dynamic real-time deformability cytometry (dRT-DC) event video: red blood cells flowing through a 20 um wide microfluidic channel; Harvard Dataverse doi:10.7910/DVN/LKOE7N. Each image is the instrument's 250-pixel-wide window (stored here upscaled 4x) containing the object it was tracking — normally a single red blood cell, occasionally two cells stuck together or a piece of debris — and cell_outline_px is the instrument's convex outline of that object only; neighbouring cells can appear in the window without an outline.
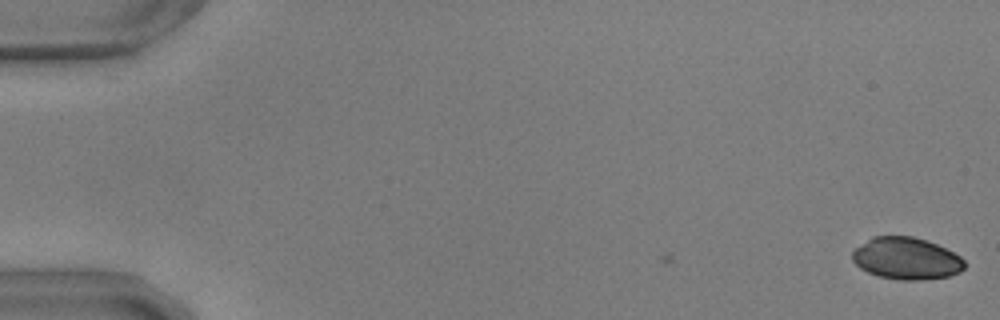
{"species": "common noctule bat (a hibernating species)", "species_latin": "Nyctalus noctula", "temperature_condition": "warm", "stored_images_in_passage": 3, "camera_frame_rate_fps": 3000, "um_per_image_px": 0.085, "animal": {"sex": "male", "body_mass_g": 17.9, "forearm_length_mm": 54.2}, "frame": {"image": 1, "passage_image": 3, "time_ms": 0.667, "image_size_px": [1000, 320], "cell_outline_px": [[964, 268], [960, 272], [948, 276], [916, 280], [900, 280], [880, 276], [868, 272], [860, 268], [852, 260], [852, 252], [856, 248], [872, 236], [912, 236], [936, 244], [960, 256], [964, 260]], "centroid_in_image_um": [77.02, 21.97], "position_along_channel_um": 8.0, "area_um2": 27.17}}